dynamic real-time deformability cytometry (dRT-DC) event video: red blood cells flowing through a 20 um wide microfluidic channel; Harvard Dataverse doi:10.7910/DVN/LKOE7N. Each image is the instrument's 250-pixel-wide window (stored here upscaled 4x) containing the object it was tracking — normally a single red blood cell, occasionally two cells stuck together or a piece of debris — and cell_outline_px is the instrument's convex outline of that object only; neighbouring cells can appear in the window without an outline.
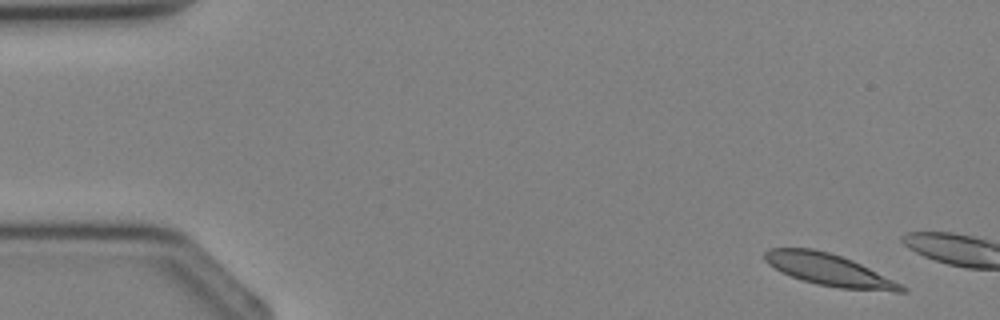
{"species": "Egyptian fruit bat (a non-hibernating species)", "species_latin": "Rousettus aegyptiacus", "temperature_condition": "cold", "stored_images_in_passage": 4, "camera_frame_rate_fps": 3000, "um_per_image_px": 0.085, "animal": {"sex": "female"}, "frame": {"image": 1, "passage_image": 1, "time_ms": 0.0, "image_size_px": [1000, 320], "cell_outline_px": [[908, 292], [896, 292], [840, 288], [816, 284], [792, 276], [768, 264], [764, 260], [764, 252], [768, 248], [812, 248], [828, 252], [852, 260], [908, 288]], "centroid_in_image_um": [70.46, 22.94], "position_along_channel_um": 14.5, "area_um2": 24.97}}